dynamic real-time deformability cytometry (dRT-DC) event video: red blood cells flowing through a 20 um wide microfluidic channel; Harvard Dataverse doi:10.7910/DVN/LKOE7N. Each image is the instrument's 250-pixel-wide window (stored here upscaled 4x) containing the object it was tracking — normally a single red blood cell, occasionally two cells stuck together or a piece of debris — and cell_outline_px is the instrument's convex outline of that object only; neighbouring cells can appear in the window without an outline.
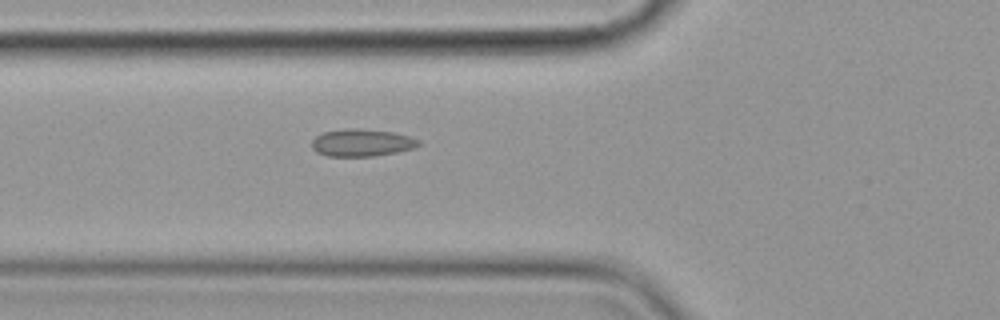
{"species": "common noctule bat (a hibernating species)", "species_latin": "Nyctalus noctula", "temperature_condition": "cold", "stored_images_in_passage": 7, "segment_of_instrument_passage": [1, 2], "camera_frame_rate_fps": 3000, "um_per_image_px": 0.085, "animal": {"sex": "female", "body_mass_g": 19.9}, "frame": {"image": 1, "passage_image": 6, "time_ms": 6.0, "image_size_px": [1000, 320], "cell_outline_px": [[420, 144], [416, 148], [396, 152], [372, 156], [328, 156], [316, 152], [312, 148], [312, 140], [316, 136], [324, 132], [344, 128], [360, 128], [392, 132], [408, 136], [420, 140]], "centroid_in_image_um": [30.75, 12.12], "position_along_channel_um": 95.1, "area_um2": 17.05}}